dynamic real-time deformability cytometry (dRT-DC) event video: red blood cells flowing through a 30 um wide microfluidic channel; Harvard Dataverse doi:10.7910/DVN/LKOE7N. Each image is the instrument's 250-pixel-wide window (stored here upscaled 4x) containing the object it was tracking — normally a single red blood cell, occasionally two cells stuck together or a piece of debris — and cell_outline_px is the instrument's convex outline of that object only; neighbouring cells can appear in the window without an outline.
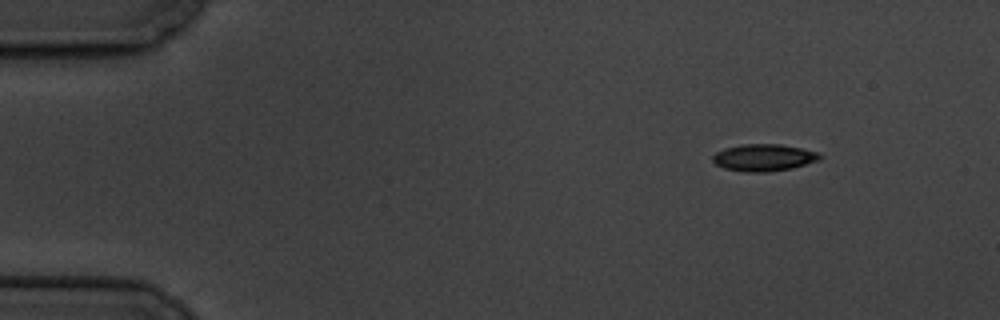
{"species": "common noctule bat (a hibernating species)", "species_latin": "Nyctalus noctula", "temperature_condition": "cold", "stored_images_in_passage": 5, "camera_frame_rate_fps": 3000, "um_per_image_px": 0.085, "animal": {"sex": "male", "body_mass_g": 19.5, "forearm_length_mm": 54.6}, "frame": {"image": 1, "passage_image": 1, "time_ms": 0.0, "image_size_px": [1000, 320], "cell_outline_px": [[824, 156], [820, 160], [792, 168], [768, 172], [748, 172], [724, 168], [716, 164], [712, 160], [712, 156], [716, 152], [724, 148], [744, 144], [780, 144], [800, 148], [816, 152]], "centroid_in_image_um": [64.92, 13.39], "position_along_channel_um": 20.1, "area_um2": 16.82}}
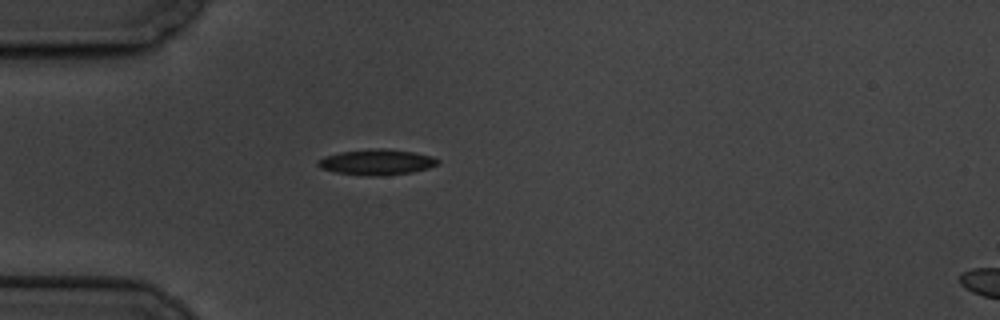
{"frame": {"image": 2, "passage_image": 4, "time_ms": 3.333, "image_size_px": [1000, 320], "cell_outline_px": [[440, 164], [428, 168], [412, 172], [376, 176], [368, 176], [336, 172], [320, 168], [316, 164], [316, 160], [324, 156], [340, 152], [376, 148], [388, 148], [412, 152], [432, 156], [440, 160]], "centroid_in_image_um": [32.01, 13.77], "position_along_channel_um": 53.0, "area_um2": 17.98}}